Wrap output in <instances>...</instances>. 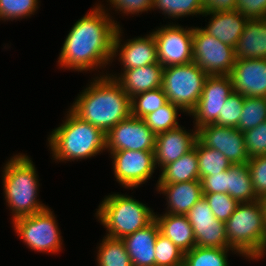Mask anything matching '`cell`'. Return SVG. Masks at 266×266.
I'll list each match as a JSON object with an SVG mask.
<instances>
[{"instance_id": "4316f807", "label": "cell", "mask_w": 266, "mask_h": 266, "mask_svg": "<svg viewBox=\"0 0 266 266\" xmlns=\"http://www.w3.org/2000/svg\"><path fill=\"white\" fill-rule=\"evenodd\" d=\"M97 249L96 262L98 266H132L122 239L104 236Z\"/></svg>"}, {"instance_id": "9c48e42d", "label": "cell", "mask_w": 266, "mask_h": 266, "mask_svg": "<svg viewBox=\"0 0 266 266\" xmlns=\"http://www.w3.org/2000/svg\"><path fill=\"white\" fill-rule=\"evenodd\" d=\"M235 61L233 47L193 26V62L200 69L209 76L229 75Z\"/></svg>"}, {"instance_id": "7c38bea8", "label": "cell", "mask_w": 266, "mask_h": 266, "mask_svg": "<svg viewBox=\"0 0 266 266\" xmlns=\"http://www.w3.org/2000/svg\"><path fill=\"white\" fill-rule=\"evenodd\" d=\"M233 91L229 75L208 76L198 104L189 114L194 117V128L198 129L203 125L213 124L219 114H222L223 105Z\"/></svg>"}, {"instance_id": "44dd1931", "label": "cell", "mask_w": 266, "mask_h": 266, "mask_svg": "<svg viewBox=\"0 0 266 266\" xmlns=\"http://www.w3.org/2000/svg\"><path fill=\"white\" fill-rule=\"evenodd\" d=\"M210 16V21L202 29L224 44L234 48L241 37L247 18L238 10L231 12H209L202 17Z\"/></svg>"}, {"instance_id": "ac0fdd59", "label": "cell", "mask_w": 266, "mask_h": 266, "mask_svg": "<svg viewBox=\"0 0 266 266\" xmlns=\"http://www.w3.org/2000/svg\"><path fill=\"white\" fill-rule=\"evenodd\" d=\"M164 67L160 63L149 64L144 67H137L133 69H121L122 72L113 75H108L114 78L130 97L161 88L162 86V74Z\"/></svg>"}, {"instance_id": "d6a6232c", "label": "cell", "mask_w": 266, "mask_h": 266, "mask_svg": "<svg viewBox=\"0 0 266 266\" xmlns=\"http://www.w3.org/2000/svg\"><path fill=\"white\" fill-rule=\"evenodd\" d=\"M266 121V97H244L238 129L245 132Z\"/></svg>"}, {"instance_id": "83f0119b", "label": "cell", "mask_w": 266, "mask_h": 266, "mask_svg": "<svg viewBox=\"0 0 266 266\" xmlns=\"http://www.w3.org/2000/svg\"><path fill=\"white\" fill-rule=\"evenodd\" d=\"M194 147L197 152L200 180L204 176L219 174L229 169L231 163L219 150L204 146L198 139Z\"/></svg>"}, {"instance_id": "30bf717a", "label": "cell", "mask_w": 266, "mask_h": 266, "mask_svg": "<svg viewBox=\"0 0 266 266\" xmlns=\"http://www.w3.org/2000/svg\"><path fill=\"white\" fill-rule=\"evenodd\" d=\"M157 44L158 61L163 67L193 62V27L166 24L152 31Z\"/></svg>"}, {"instance_id": "8fae6325", "label": "cell", "mask_w": 266, "mask_h": 266, "mask_svg": "<svg viewBox=\"0 0 266 266\" xmlns=\"http://www.w3.org/2000/svg\"><path fill=\"white\" fill-rule=\"evenodd\" d=\"M116 181L125 189L137 188L151 179L155 169L153 151H108Z\"/></svg>"}, {"instance_id": "f35d334b", "label": "cell", "mask_w": 266, "mask_h": 266, "mask_svg": "<svg viewBox=\"0 0 266 266\" xmlns=\"http://www.w3.org/2000/svg\"><path fill=\"white\" fill-rule=\"evenodd\" d=\"M247 163L255 194L263 199L266 197V155L250 158Z\"/></svg>"}, {"instance_id": "7a4b0ae2", "label": "cell", "mask_w": 266, "mask_h": 266, "mask_svg": "<svg viewBox=\"0 0 266 266\" xmlns=\"http://www.w3.org/2000/svg\"><path fill=\"white\" fill-rule=\"evenodd\" d=\"M89 83L75 97L70 109L82 120L106 134L131 115V98L107 72L97 74Z\"/></svg>"}, {"instance_id": "7402d4cb", "label": "cell", "mask_w": 266, "mask_h": 266, "mask_svg": "<svg viewBox=\"0 0 266 266\" xmlns=\"http://www.w3.org/2000/svg\"><path fill=\"white\" fill-rule=\"evenodd\" d=\"M234 54L236 60L266 59V18L247 20Z\"/></svg>"}, {"instance_id": "8992f818", "label": "cell", "mask_w": 266, "mask_h": 266, "mask_svg": "<svg viewBox=\"0 0 266 266\" xmlns=\"http://www.w3.org/2000/svg\"><path fill=\"white\" fill-rule=\"evenodd\" d=\"M96 210L95 216L110 238L123 239L155 219L153 209L127 194L106 196Z\"/></svg>"}, {"instance_id": "3957f363", "label": "cell", "mask_w": 266, "mask_h": 266, "mask_svg": "<svg viewBox=\"0 0 266 266\" xmlns=\"http://www.w3.org/2000/svg\"><path fill=\"white\" fill-rule=\"evenodd\" d=\"M66 113L65 121L48 137L53 160L80 161L106 151V134L101 129L82 120L70 108Z\"/></svg>"}, {"instance_id": "1f68e13d", "label": "cell", "mask_w": 266, "mask_h": 266, "mask_svg": "<svg viewBox=\"0 0 266 266\" xmlns=\"http://www.w3.org/2000/svg\"><path fill=\"white\" fill-rule=\"evenodd\" d=\"M168 102L162 88L139 93L131 98V115L143 119Z\"/></svg>"}, {"instance_id": "d6986e66", "label": "cell", "mask_w": 266, "mask_h": 266, "mask_svg": "<svg viewBox=\"0 0 266 266\" xmlns=\"http://www.w3.org/2000/svg\"><path fill=\"white\" fill-rule=\"evenodd\" d=\"M156 191L166 196L165 213L186 215L203 197L201 181H187L172 184H157Z\"/></svg>"}, {"instance_id": "f6af8a7d", "label": "cell", "mask_w": 266, "mask_h": 266, "mask_svg": "<svg viewBox=\"0 0 266 266\" xmlns=\"http://www.w3.org/2000/svg\"><path fill=\"white\" fill-rule=\"evenodd\" d=\"M263 206H264V210H265V226H266V197L261 199Z\"/></svg>"}, {"instance_id": "4dcf8cb0", "label": "cell", "mask_w": 266, "mask_h": 266, "mask_svg": "<svg viewBox=\"0 0 266 266\" xmlns=\"http://www.w3.org/2000/svg\"><path fill=\"white\" fill-rule=\"evenodd\" d=\"M179 111L183 112L178 106L168 101L158 110L146 115L143 120L148 128L157 135L180 125L177 121L178 115H180Z\"/></svg>"}, {"instance_id": "f546056e", "label": "cell", "mask_w": 266, "mask_h": 266, "mask_svg": "<svg viewBox=\"0 0 266 266\" xmlns=\"http://www.w3.org/2000/svg\"><path fill=\"white\" fill-rule=\"evenodd\" d=\"M159 9L161 13L174 20L182 17L204 14L202 0H154L153 11Z\"/></svg>"}, {"instance_id": "d4e9b609", "label": "cell", "mask_w": 266, "mask_h": 266, "mask_svg": "<svg viewBox=\"0 0 266 266\" xmlns=\"http://www.w3.org/2000/svg\"><path fill=\"white\" fill-rule=\"evenodd\" d=\"M227 194L239 203L259 199L253 189L248 163L231 164L227 169Z\"/></svg>"}, {"instance_id": "e0dca14e", "label": "cell", "mask_w": 266, "mask_h": 266, "mask_svg": "<svg viewBox=\"0 0 266 266\" xmlns=\"http://www.w3.org/2000/svg\"><path fill=\"white\" fill-rule=\"evenodd\" d=\"M196 140L197 129L186 131L181 125L157 134L153 151L156 167L161 170L169 163L178 160L194 147Z\"/></svg>"}, {"instance_id": "5b68a950", "label": "cell", "mask_w": 266, "mask_h": 266, "mask_svg": "<svg viewBox=\"0 0 266 266\" xmlns=\"http://www.w3.org/2000/svg\"><path fill=\"white\" fill-rule=\"evenodd\" d=\"M225 229L229 246L239 256L256 260L266 244L265 210L261 199L239 203L225 222Z\"/></svg>"}, {"instance_id": "cb8c5ba5", "label": "cell", "mask_w": 266, "mask_h": 266, "mask_svg": "<svg viewBox=\"0 0 266 266\" xmlns=\"http://www.w3.org/2000/svg\"><path fill=\"white\" fill-rule=\"evenodd\" d=\"M187 181H200L198 158L195 147L161 169L157 184H172Z\"/></svg>"}, {"instance_id": "d590c367", "label": "cell", "mask_w": 266, "mask_h": 266, "mask_svg": "<svg viewBox=\"0 0 266 266\" xmlns=\"http://www.w3.org/2000/svg\"><path fill=\"white\" fill-rule=\"evenodd\" d=\"M243 104L244 96L233 91L223 105L222 114H219L218 119L213 124L237 128Z\"/></svg>"}, {"instance_id": "b9f144b4", "label": "cell", "mask_w": 266, "mask_h": 266, "mask_svg": "<svg viewBox=\"0 0 266 266\" xmlns=\"http://www.w3.org/2000/svg\"><path fill=\"white\" fill-rule=\"evenodd\" d=\"M236 10L247 19L266 18V0H237Z\"/></svg>"}, {"instance_id": "603a6c76", "label": "cell", "mask_w": 266, "mask_h": 266, "mask_svg": "<svg viewBox=\"0 0 266 266\" xmlns=\"http://www.w3.org/2000/svg\"><path fill=\"white\" fill-rule=\"evenodd\" d=\"M161 215L155 214L161 234L169 238L184 254L196 246L193 228L186 215Z\"/></svg>"}, {"instance_id": "836d02e7", "label": "cell", "mask_w": 266, "mask_h": 266, "mask_svg": "<svg viewBox=\"0 0 266 266\" xmlns=\"http://www.w3.org/2000/svg\"><path fill=\"white\" fill-rule=\"evenodd\" d=\"M154 249L155 266H183L184 253L160 232Z\"/></svg>"}, {"instance_id": "ab89813d", "label": "cell", "mask_w": 266, "mask_h": 266, "mask_svg": "<svg viewBox=\"0 0 266 266\" xmlns=\"http://www.w3.org/2000/svg\"><path fill=\"white\" fill-rule=\"evenodd\" d=\"M154 0H107L109 2L110 8H114L115 11L124 13L123 15L128 16L138 14L142 12L145 13L152 11Z\"/></svg>"}, {"instance_id": "e575fe53", "label": "cell", "mask_w": 266, "mask_h": 266, "mask_svg": "<svg viewBox=\"0 0 266 266\" xmlns=\"http://www.w3.org/2000/svg\"><path fill=\"white\" fill-rule=\"evenodd\" d=\"M39 0H0V20L13 21L31 17L39 8Z\"/></svg>"}, {"instance_id": "6da1fadb", "label": "cell", "mask_w": 266, "mask_h": 266, "mask_svg": "<svg viewBox=\"0 0 266 266\" xmlns=\"http://www.w3.org/2000/svg\"><path fill=\"white\" fill-rule=\"evenodd\" d=\"M105 8L98 3L74 23L57 59L60 68L92 72L112 64L114 36L120 25Z\"/></svg>"}, {"instance_id": "60d3db41", "label": "cell", "mask_w": 266, "mask_h": 266, "mask_svg": "<svg viewBox=\"0 0 266 266\" xmlns=\"http://www.w3.org/2000/svg\"><path fill=\"white\" fill-rule=\"evenodd\" d=\"M186 216L191 225L214 223L217 220L204 197L196 202Z\"/></svg>"}, {"instance_id": "74e56055", "label": "cell", "mask_w": 266, "mask_h": 266, "mask_svg": "<svg viewBox=\"0 0 266 266\" xmlns=\"http://www.w3.org/2000/svg\"><path fill=\"white\" fill-rule=\"evenodd\" d=\"M243 133L249 158L266 155V121Z\"/></svg>"}, {"instance_id": "ba28073f", "label": "cell", "mask_w": 266, "mask_h": 266, "mask_svg": "<svg viewBox=\"0 0 266 266\" xmlns=\"http://www.w3.org/2000/svg\"><path fill=\"white\" fill-rule=\"evenodd\" d=\"M53 212L48 206L40 212L12 221L15 233L29 249L51 254L61 251L63 240Z\"/></svg>"}, {"instance_id": "2e32d148", "label": "cell", "mask_w": 266, "mask_h": 266, "mask_svg": "<svg viewBox=\"0 0 266 266\" xmlns=\"http://www.w3.org/2000/svg\"><path fill=\"white\" fill-rule=\"evenodd\" d=\"M229 76L234 92L244 97H266V59L236 60Z\"/></svg>"}, {"instance_id": "ffe728a7", "label": "cell", "mask_w": 266, "mask_h": 266, "mask_svg": "<svg viewBox=\"0 0 266 266\" xmlns=\"http://www.w3.org/2000/svg\"><path fill=\"white\" fill-rule=\"evenodd\" d=\"M159 232L158 222L154 219L144 228L122 239L132 266H155L154 247Z\"/></svg>"}, {"instance_id": "f1b7e54d", "label": "cell", "mask_w": 266, "mask_h": 266, "mask_svg": "<svg viewBox=\"0 0 266 266\" xmlns=\"http://www.w3.org/2000/svg\"><path fill=\"white\" fill-rule=\"evenodd\" d=\"M196 246L211 248H231L229 246L225 223L218 219L214 223L191 225Z\"/></svg>"}, {"instance_id": "8d00e7d4", "label": "cell", "mask_w": 266, "mask_h": 266, "mask_svg": "<svg viewBox=\"0 0 266 266\" xmlns=\"http://www.w3.org/2000/svg\"><path fill=\"white\" fill-rule=\"evenodd\" d=\"M214 216L221 222H226L235 211L239 202L227 193L203 194Z\"/></svg>"}, {"instance_id": "4fadbf2b", "label": "cell", "mask_w": 266, "mask_h": 266, "mask_svg": "<svg viewBox=\"0 0 266 266\" xmlns=\"http://www.w3.org/2000/svg\"><path fill=\"white\" fill-rule=\"evenodd\" d=\"M155 138L143 119L130 115L106 133V150L154 151Z\"/></svg>"}, {"instance_id": "277c9868", "label": "cell", "mask_w": 266, "mask_h": 266, "mask_svg": "<svg viewBox=\"0 0 266 266\" xmlns=\"http://www.w3.org/2000/svg\"><path fill=\"white\" fill-rule=\"evenodd\" d=\"M38 178L34 162L27 154L13 155L3 166V196L12 211V221L48 207L37 199L40 186Z\"/></svg>"}, {"instance_id": "52a82bcc", "label": "cell", "mask_w": 266, "mask_h": 266, "mask_svg": "<svg viewBox=\"0 0 266 266\" xmlns=\"http://www.w3.org/2000/svg\"><path fill=\"white\" fill-rule=\"evenodd\" d=\"M208 76L194 62L164 67L161 88L169 102L189 115L198 104Z\"/></svg>"}, {"instance_id": "484cf974", "label": "cell", "mask_w": 266, "mask_h": 266, "mask_svg": "<svg viewBox=\"0 0 266 266\" xmlns=\"http://www.w3.org/2000/svg\"><path fill=\"white\" fill-rule=\"evenodd\" d=\"M239 254L233 248L195 246L184 254L183 266H229L228 253Z\"/></svg>"}, {"instance_id": "7bdbcfd3", "label": "cell", "mask_w": 266, "mask_h": 266, "mask_svg": "<svg viewBox=\"0 0 266 266\" xmlns=\"http://www.w3.org/2000/svg\"><path fill=\"white\" fill-rule=\"evenodd\" d=\"M203 194L227 193V170L204 176L201 180Z\"/></svg>"}, {"instance_id": "5bb4252c", "label": "cell", "mask_w": 266, "mask_h": 266, "mask_svg": "<svg viewBox=\"0 0 266 266\" xmlns=\"http://www.w3.org/2000/svg\"><path fill=\"white\" fill-rule=\"evenodd\" d=\"M197 139L206 147L219 150L231 164L247 163L244 133L238 128L207 124L197 129Z\"/></svg>"}, {"instance_id": "ee69618b", "label": "cell", "mask_w": 266, "mask_h": 266, "mask_svg": "<svg viewBox=\"0 0 266 266\" xmlns=\"http://www.w3.org/2000/svg\"><path fill=\"white\" fill-rule=\"evenodd\" d=\"M237 0H202L204 13L231 12L236 10Z\"/></svg>"}, {"instance_id": "bcb514c9", "label": "cell", "mask_w": 266, "mask_h": 266, "mask_svg": "<svg viewBox=\"0 0 266 266\" xmlns=\"http://www.w3.org/2000/svg\"><path fill=\"white\" fill-rule=\"evenodd\" d=\"M265 255H266V244H265V247H264L262 253L260 254V256L256 260L264 258L263 256H265Z\"/></svg>"}, {"instance_id": "9a60e30c", "label": "cell", "mask_w": 266, "mask_h": 266, "mask_svg": "<svg viewBox=\"0 0 266 266\" xmlns=\"http://www.w3.org/2000/svg\"><path fill=\"white\" fill-rule=\"evenodd\" d=\"M121 27L117 28L114 36L112 60L119 56L117 59L123 65L122 69H133L159 63L157 44L152 32L143 37L127 39L126 42L122 43L123 31Z\"/></svg>"}]
</instances>
